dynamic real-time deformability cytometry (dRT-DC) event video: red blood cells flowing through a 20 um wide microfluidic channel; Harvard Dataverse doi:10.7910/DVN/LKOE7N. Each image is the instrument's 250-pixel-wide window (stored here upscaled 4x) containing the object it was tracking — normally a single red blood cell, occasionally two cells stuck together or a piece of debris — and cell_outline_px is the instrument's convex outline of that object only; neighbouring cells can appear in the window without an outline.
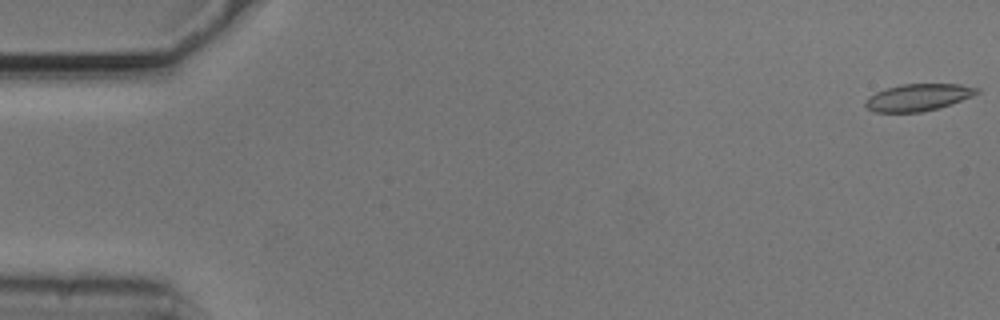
{"species": "common noctule bat (a hibernating species)", "species_latin": "Nyctalus noctula", "temperature_condition": "cold", "stored_images_in_passage": 55, "camera_frame_rate_fps": 3000, "um_per_image_px": 0.085, "animal": {"sex": "male", "body_mass_g": 20.5, "forearm_length_mm": 52.5}, "frame": {"image": 1, "passage_image": 1, "time_ms": 0.0, "image_size_px": [1000, 320], "cell_outline_px": [[980, 92], [972, 96], [940, 108], [920, 112], [876, 112], [868, 108], [864, 104], [868, 96], [884, 88], [900, 84], [960, 84], [980, 88]], "centroid_in_image_um": [78.04, 8.27], "position_along_channel_um": 7.0, "area_um2": 17.63}}
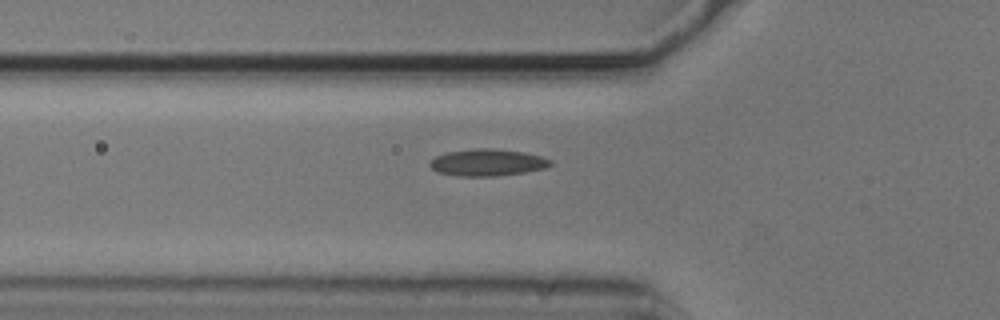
{"frame": {"image": 2, "passage_image": 19, "time_ms": 6.0, "image_size_px": [1000, 320], "cell_outline_px": [[552, 164], [544, 168], [524, 172], [492, 176], [456, 176], [436, 172], [428, 164], [436, 156], [448, 152], [476, 148], [492, 148], [524, 152], [540, 156], [552, 160]], "centroid_in_image_um": [41.41, 13.81], "position_along_channel_um": 84.4, "area_um2": 18.79}}
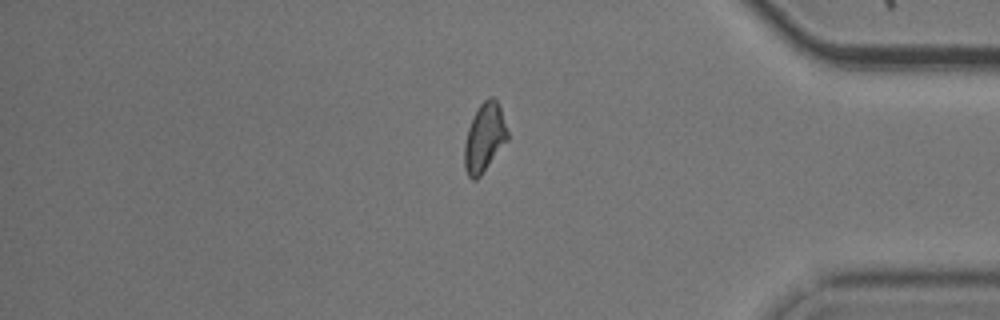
{"frame": {"image": 3, "passage_image": 46, "time_ms": 15.0, "image_size_px": [1000, 320], "cell_outline_px": [[508, 140], [480, 176], [476, 180], [472, 180], [468, 176], [464, 168], [464, 144], [468, 128], [480, 104], [488, 96], [492, 96], [496, 100], [500, 108], [508, 132]], "centroid_in_image_um": [41.17, 11.72], "position_along_channel_um": 394.0, "area_um2": 17.11}, "authors_computed_cell_mechanics": {"area_um2": 17.629, "velocity_mm_per_s": 3.7214, "shape_relaxation_time_tau1_ms": null, "shape_relaxation_time_tau2_ms": 3.8472, "deformation_change_tau1": null, "deformation_change_tau2": 0.1115}}